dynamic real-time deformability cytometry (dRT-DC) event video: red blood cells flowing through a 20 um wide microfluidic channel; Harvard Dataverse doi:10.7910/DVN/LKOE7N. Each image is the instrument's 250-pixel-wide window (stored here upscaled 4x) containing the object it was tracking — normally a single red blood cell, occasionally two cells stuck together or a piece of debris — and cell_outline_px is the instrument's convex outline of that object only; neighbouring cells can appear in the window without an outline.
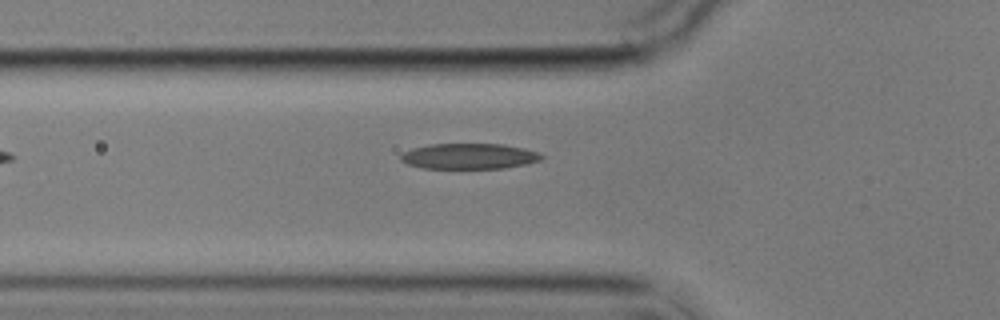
{"species": "common noctule bat (a hibernating species)", "species_latin": "Nyctalus noctula", "temperature_condition": "cold", "stored_images_in_passage": 5, "camera_frame_rate_fps": 3000, "um_per_image_px": 0.085, "animal": {"sex": "male", "body_mass_g": 17.9}, "frame": {"image": 1, "passage_image": 4, "time_ms": 5.0, "image_size_px": [1000, 320], "cell_outline_px": [[544, 156], [540, 160], [524, 164], [504, 168], [420, 168], [408, 164], [400, 160], [400, 156], [404, 152], [412, 148], [428, 144], [504, 144], [524, 148], [540, 152]], "centroid_in_image_um": [39.87, 13.27], "position_along_channel_um": 85.9, "area_um2": 21.04}}